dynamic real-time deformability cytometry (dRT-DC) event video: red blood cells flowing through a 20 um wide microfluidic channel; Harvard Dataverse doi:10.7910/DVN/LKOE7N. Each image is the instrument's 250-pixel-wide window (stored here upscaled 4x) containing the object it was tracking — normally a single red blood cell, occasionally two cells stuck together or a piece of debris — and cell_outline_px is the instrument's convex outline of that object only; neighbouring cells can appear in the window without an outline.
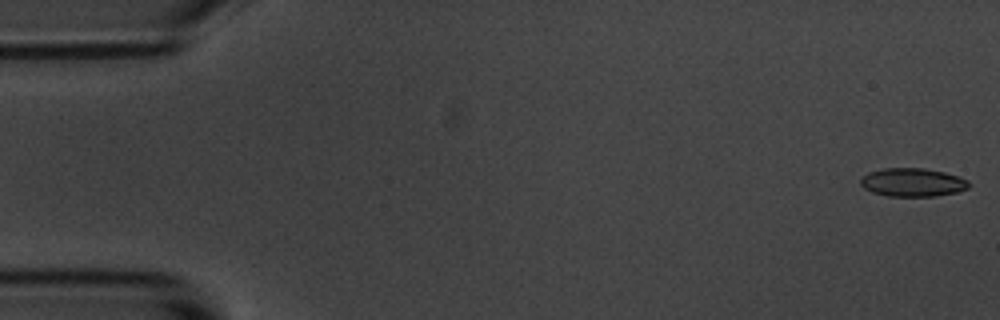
{"species": "common noctule bat (a hibernating species)", "species_latin": "Nyctalus noctula", "temperature_condition": "room temperature", "stored_images_in_passage": 39, "camera_frame_rate_fps": 3000, "um_per_image_px": 0.085, "animal": {"sex": "male", "body_mass_g": 20.1, "forearm_length_mm": 53.5}, "frame": {"image": 1, "passage_image": 1, "time_ms": 0.0, "image_size_px": [1000, 320], "cell_outline_px": [[972, 184], [968, 188], [956, 192], [936, 196], [888, 196], [872, 192], [864, 188], [860, 184], [860, 176], [868, 172], [884, 168], [924, 168], [944, 172], [960, 176], [968, 180]], "centroid_in_image_um": [77.57, 15.49], "position_along_channel_um": 7.4, "area_um2": 18.15}}
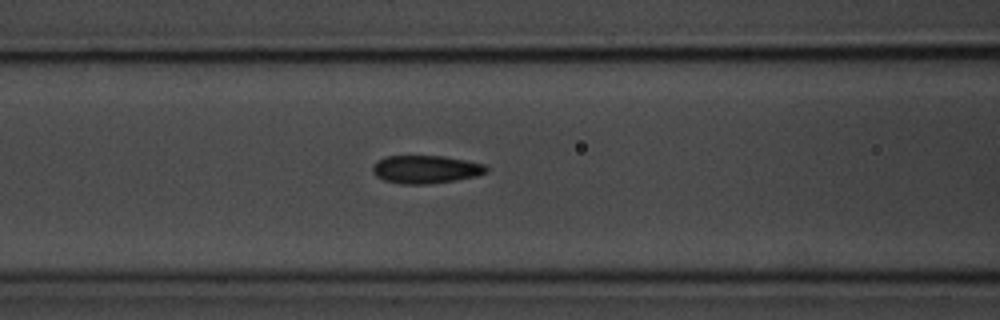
{"frame": {"image": 2, "passage_image": 22, "time_ms": 7.0, "image_size_px": [1000, 320], "cell_outline_px": [[488, 172], [476, 176], [456, 180], [424, 184], [400, 184], [384, 180], [376, 176], [372, 172], [372, 164], [376, 160], [388, 156], [444, 156], [484, 164], [488, 168]], "centroid_in_image_um": [36.16, 14.39], "position_along_channel_um": 130.4, "area_um2": 18.61}}
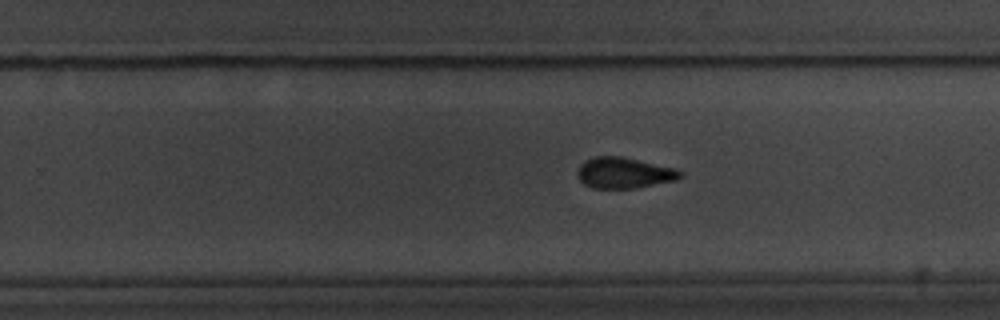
{"frame": {"image": 3, "passage_image": 34, "time_ms": 11.0, "image_size_px": [1000, 320], "cell_outline_px": [[684, 176], [676, 180], [636, 188], [592, 188], [584, 184], [580, 180], [576, 172], [580, 164], [584, 160], [596, 156], [620, 156], [676, 168], [684, 172]], "centroid_in_image_um": [53.06, 14.69], "position_along_channel_um": 276.7, "area_um2": 18.67}}